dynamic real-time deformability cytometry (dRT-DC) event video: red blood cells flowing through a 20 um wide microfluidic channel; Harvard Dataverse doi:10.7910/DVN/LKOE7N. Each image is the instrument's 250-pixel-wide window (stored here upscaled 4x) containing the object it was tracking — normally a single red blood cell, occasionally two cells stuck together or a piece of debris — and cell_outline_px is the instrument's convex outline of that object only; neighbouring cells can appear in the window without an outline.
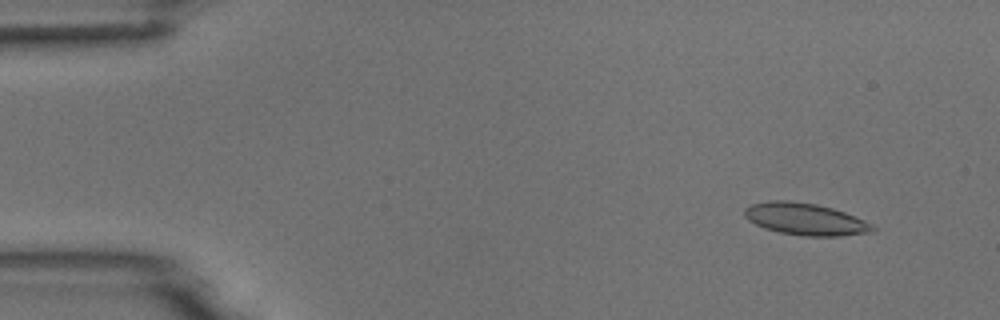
{"species": "common noctule bat (a hibernating species)", "species_latin": "Nyctalus noctula", "temperature_condition": "room temperature", "stored_images_in_passage": 4, "camera_frame_rate_fps": 3000, "um_per_image_px": 0.085, "animal": {"sex": "male", "body_mass_g": 18.8}, "frame": {"image": 1, "passage_image": 1, "time_ms": 0.0, "image_size_px": [1000, 320], "cell_outline_px": [[876, 228], [872, 232], [840, 236], [804, 236], [780, 232], [764, 228], [748, 220], [744, 216], [744, 208], [752, 204], [768, 200], [784, 200], [816, 204], [832, 208], [844, 212], [864, 220], [872, 224]], "centroid_in_image_um": [68.44, 18.62], "position_along_channel_um": 16.6, "area_um2": 23.81}}
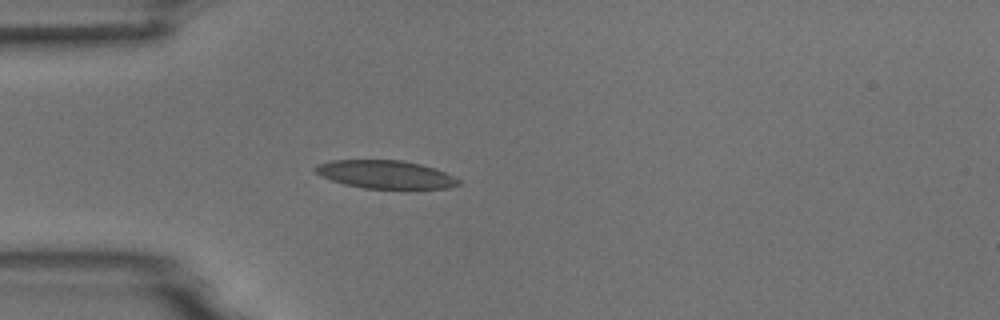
{"frame": {"image": 2, "passage_image": 4, "time_ms": 3.333, "image_size_px": [1000, 320], "cell_outline_px": [[460, 184], [448, 188], [408, 192], [364, 188], [344, 184], [320, 176], [312, 168], [316, 164], [332, 160], [404, 160], [424, 164], [436, 168], [460, 180]], "centroid_in_image_um": [32.83, 14.87], "position_along_channel_um": 52.2, "area_um2": 24.74}}